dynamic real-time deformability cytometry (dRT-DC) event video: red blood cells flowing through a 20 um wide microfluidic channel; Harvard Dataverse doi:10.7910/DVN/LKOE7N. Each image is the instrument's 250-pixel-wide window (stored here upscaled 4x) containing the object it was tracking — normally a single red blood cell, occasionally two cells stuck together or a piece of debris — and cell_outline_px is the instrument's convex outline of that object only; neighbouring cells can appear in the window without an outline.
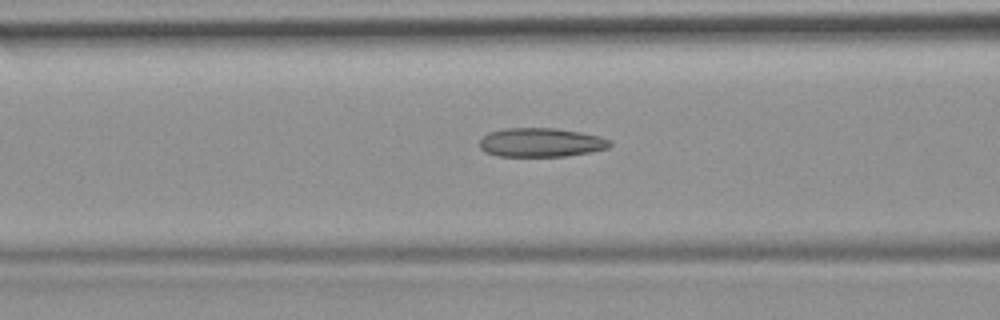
{"species": "common noctule bat (a hibernating species)", "species_latin": "Nyctalus noctula", "temperature_condition": "room temperature", "stored_images_in_passage": 31, "camera_frame_rate_fps": 3000, "um_per_image_px": 0.085, "animal": {"sex": "female", "body_mass_g": 19.9}, "frame": {"image": 1, "passage_image": 9, "time_ms": 2.667, "image_size_px": [1000, 320], "cell_outline_px": [[612, 144], [608, 148], [588, 152], [564, 156], [496, 156], [484, 152], [480, 148], [480, 140], [488, 132], [504, 128], [556, 128], [580, 132], [600, 136], [612, 140]], "centroid_in_image_um": [45.97, 12.1], "position_along_channel_um": 120.6, "area_um2": 22.08}}
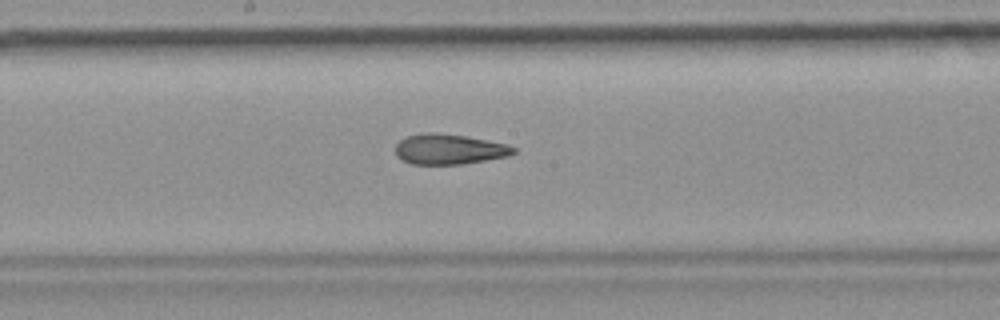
{"frame": {"image": 2, "passage_image": 16, "time_ms": 5.0, "image_size_px": [1000, 320], "cell_outline_px": [[516, 152], [508, 156], [464, 164], [412, 164], [400, 160], [396, 156], [396, 144], [400, 140], [408, 136], [428, 132], [436, 132], [464, 136], [508, 144], [516, 148]], "centroid_in_image_um": [38.17, 12.69], "position_along_channel_um": 210.0, "area_um2": 20.87}}
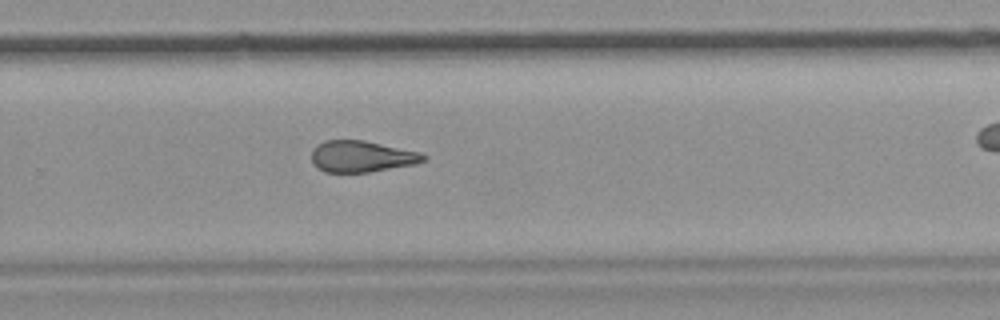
{"frame": {"image": 3, "passage_image": 23, "time_ms": 7.333, "image_size_px": [1000, 320], "cell_outline_px": [[428, 160], [416, 164], [368, 172], [324, 172], [316, 168], [312, 164], [312, 152], [316, 144], [324, 140], [364, 140], [420, 152], [428, 156]], "centroid_in_image_um": [30.74, 13.3], "position_along_channel_um": 299.1, "area_um2": 20.69}}